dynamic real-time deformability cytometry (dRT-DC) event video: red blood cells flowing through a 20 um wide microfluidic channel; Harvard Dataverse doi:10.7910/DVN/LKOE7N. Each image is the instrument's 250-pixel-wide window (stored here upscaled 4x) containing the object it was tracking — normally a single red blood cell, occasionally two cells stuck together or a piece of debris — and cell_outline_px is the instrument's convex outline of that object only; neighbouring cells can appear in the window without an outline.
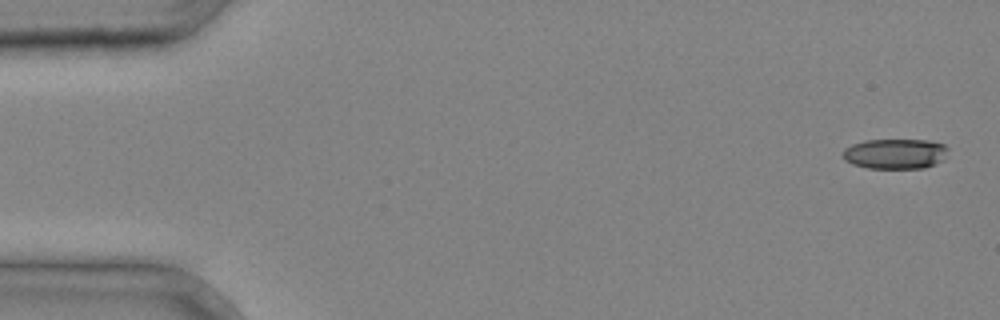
{"species": "common noctule bat (a hibernating species)", "species_latin": "Nyctalus noctula", "temperature_condition": "cold", "stored_images_in_passage": 4, "camera_frame_rate_fps": 3000, "um_per_image_px": 0.085, "animal": {"sex": "male", "body_mass_g": 20.4}, "frame": {"image": 1, "passage_image": 1, "time_ms": 0.0, "image_size_px": [1000, 320], "cell_outline_px": [[948, 148], [944, 160], [924, 168], [868, 168], [852, 164], [844, 160], [844, 148], [852, 144], [864, 140], [928, 140], [944, 144]], "centroid_in_image_um": [76.1, 13.07], "position_along_channel_um": 8.9, "area_um2": 18.55}}
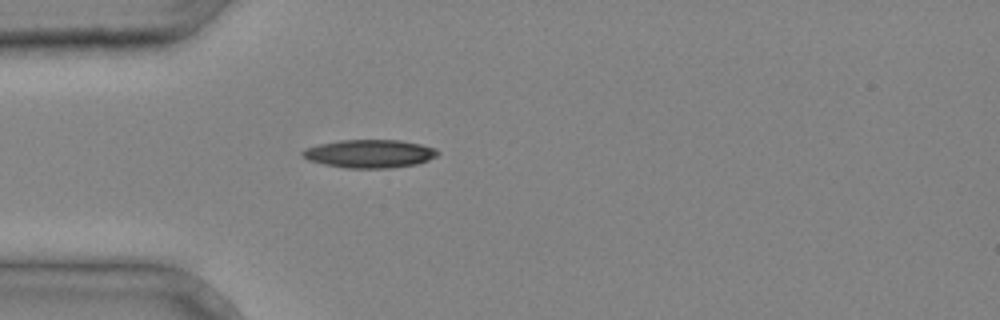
{"frame": {"image": 2, "passage_image": 4, "time_ms": 1.0, "image_size_px": [1000, 320], "cell_outline_px": [[440, 152], [436, 156], [428, 160], [416, 164], [388, 168], [348, 168], [324, 164], [308, 160], [300, 152], [304, 148], [320, 144], [340, 140], [400, 140], [420, 144], [436, 148]], "centroid_in_image_um": [31.42, 13.06], "position_along_channel_um": 53.6, "area_um2": 22.14}}